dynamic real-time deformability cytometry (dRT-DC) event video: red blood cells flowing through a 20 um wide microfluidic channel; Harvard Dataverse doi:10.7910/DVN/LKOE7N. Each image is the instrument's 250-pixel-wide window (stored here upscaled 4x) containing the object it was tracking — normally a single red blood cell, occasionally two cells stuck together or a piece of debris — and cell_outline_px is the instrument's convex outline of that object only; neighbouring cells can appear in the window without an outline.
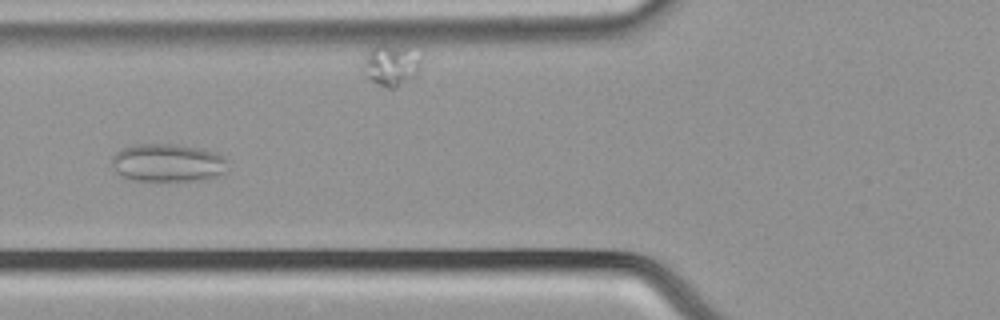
{"species": "common noctule bat (a hibernating species)", "species_latin": "Nyctalus noctula", "temperature_condition": "cold", "stored_images_in_passage": 40, "camera_frame_rate_fps": 3000, "um_per_image_px": 0.085, "animal": {"sex": "male", "body_mass_g": 21.5, "forearm_length_mm": 52.0}, "frame": {"image": 1, "passage_image": 7, "time_ms": 2.0, "image_size_px": [1000, 320], "cell_outline_px": [[228, 160], [224, 172], [216, 176], [204, 180], [132, 180], [120, 176], [112, 168], [112, 156], [116, 152], [124, 148], [136, 144], [176, 144], [216, 152], [224, 156]], "centroid_in_image_um": [14.24, 13.84], "position_along_channel_um": 111.6, "area_um2": 25.66}, "authors_computed_cell_mechanics": {"area_um2": 26.4146, "velocity_mm_per_s": 3.7591, "shape_relaxation_time_tau1_ms": null, "shape_relaxation_time_tau2_ms": 1.7866, "deformation_change_tau1": null, "deformation_change_tau2": 0.0738}}